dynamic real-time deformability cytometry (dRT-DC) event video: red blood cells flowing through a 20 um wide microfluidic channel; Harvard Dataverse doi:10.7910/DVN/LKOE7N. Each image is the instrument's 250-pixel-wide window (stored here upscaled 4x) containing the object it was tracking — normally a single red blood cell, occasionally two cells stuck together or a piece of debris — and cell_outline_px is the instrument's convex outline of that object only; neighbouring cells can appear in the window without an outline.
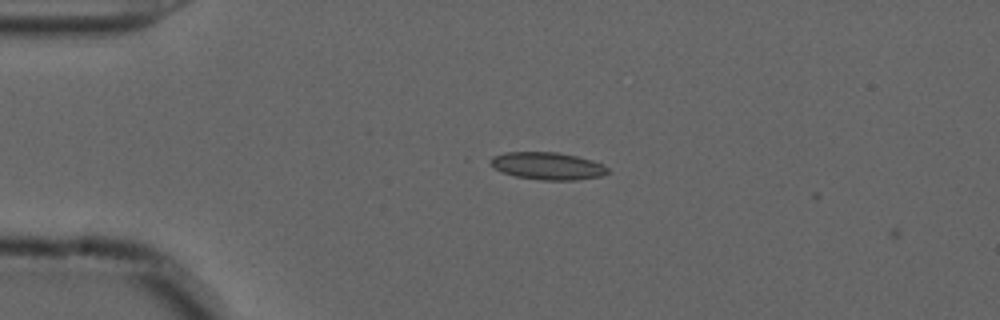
{"species": "common noctule bat (a hibernating species)", "species_latin": "Nyctalus noctula", "temperature_condition": "cold", "stored_images_in_passage": 2, "camera_frame_rate_fps": 3000, "um_per_image_px": 0.085, "animal": {"sex": "male", "forearm_length_mm": 52.5}, "frame": {"image": 1, "passage_image": 1, "time_ms": 0.0, "image_size_px": [1000, 320], "cell_outline_px": [[608, 172], [604, 176], [576, 180], [544, 180], [516, 176], [504, 172], [496, 168], [488, 160], [492, 156], [504, 152], [556, 152], [576, 156], [592, 160], [604, 164], [608, 168]], "centroid_in_image_um": [46.58, 14.1], "position_along_channel_um": 38.4, "area_um2": 18.67}}